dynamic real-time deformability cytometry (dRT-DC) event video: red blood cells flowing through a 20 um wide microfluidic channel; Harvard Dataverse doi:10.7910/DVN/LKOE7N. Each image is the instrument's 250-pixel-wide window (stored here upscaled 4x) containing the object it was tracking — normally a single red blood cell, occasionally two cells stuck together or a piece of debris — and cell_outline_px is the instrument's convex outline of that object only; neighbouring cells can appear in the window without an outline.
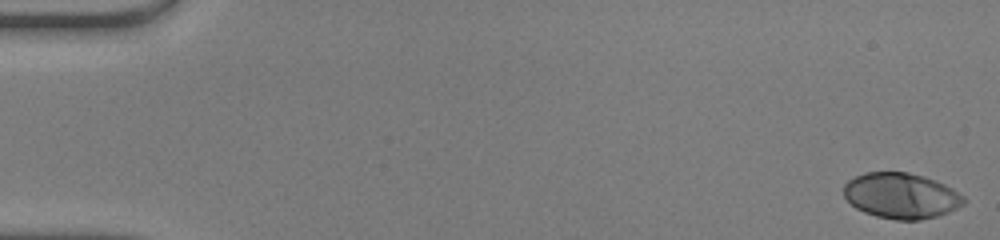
{"species": "human", "species_latin": "Homo sapiens", "temperature_condition": "warm", "stored_images_in_passage": 50, "camera_frame_rate_fps": 3000, "um_per_image_px": 0.085, "donor": {"sex": "male"}, "frame": {"image": 1, "passage_image": 1, "time_ms": 0.0, "image_size_px": [1000, 240], "cell_outline_px": [[968, 200], [964, 204], [948, 212], [936, 216], [920, 220], [896, 220], [876, 216], [864, 212], [856, 208], [844, 196], [844, 184], [848, 180], [864, 172], [908, 172], [924, 176], [944, 184], [952, 188], [964, 196]], "centroid_in_image_um": [76.61, 16.63], "position_along_channel_um": 8.4, "area_um2": 31.96}}
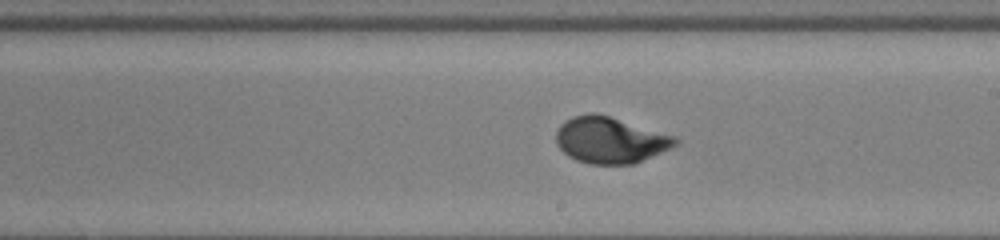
{"frame": {"image": 2, "passage_image": 29, "time_ms": 9.333, "image_size_px": [1000, 240], "cell_outline_px": [[680, 144], [636, 164], [588, 164], [576, 160], [568, 156], [556, 144], [556, 132], [560, 124], [572, 116], [588, 112], [596, 112], [676, 136], [680, 140]], "centroid_in_image_um": [51.89, 11.91], "position_along_channel_um": 237.1, "area_um2": 32.6}}
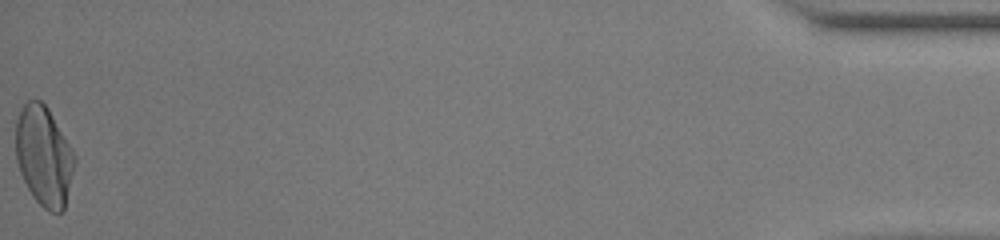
{"frame": {"image": 3, "passage_image": 50, "time_ms": 16.333, "image_size_px": [1000, 240], "cell_outline_px": [[76, 164], [64, 212], [48, 212], [32, 196], [20, 172], [16, 160], [16, 120], [20, 108], [28, 100], [40, 100], [48, 108], [72, 148], [76, 156]], "centroid_in_image_um": [3.75, 13.28], "position_along_channel_um": 431.5, "area_um2": 34.56}, "authors_computed_cell_mechanics": {"area_um2": 31.79, "velocity_mm_per_s": 4.1815, "shape_relaxation_time_tau1_ms": 3.3314, "shape_relaxation_time_tau2_ms": null, "deformation_change_tau1": 0.2025, "deformation_change_tau2": null}}